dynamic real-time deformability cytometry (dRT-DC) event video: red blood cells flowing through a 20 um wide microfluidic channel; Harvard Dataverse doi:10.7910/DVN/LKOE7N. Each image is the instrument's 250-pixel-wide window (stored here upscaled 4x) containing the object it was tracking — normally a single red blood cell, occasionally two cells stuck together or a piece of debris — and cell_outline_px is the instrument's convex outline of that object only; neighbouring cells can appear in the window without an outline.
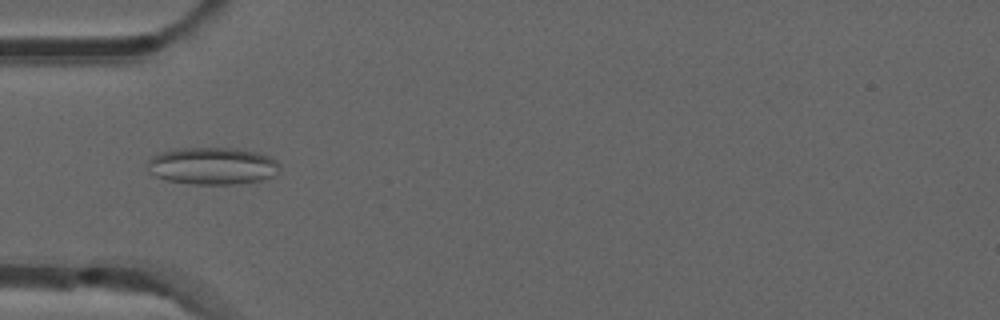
{"species": "common noctule bat (a hibernating species)", "species_latin": "Nyctalus noctula", "temperature_condition": "room temperature", "stored_images_in_passage": 44, "camera_frame_rate_fps": 3000, "um_per_image_px": 0.085, "animal": {"sex": "male", "forearm_length_mm": 52.5}, "frame": {"image": 1, "passage_image": 8, "time_ms": 2.333, "image_size_px": [1000, 320], "cell_outline_px": [[280, 168], [272, 176], [260, 180], [236, 184], [192, 184], [168, 180], [156, 176], [148, 172], [148, 160], [152, 156], [164, 152], [180, 148], [236, 148], [256, 152], [268, 156], [276, 160], [280, 164]], "centroid_in_image_um": [18.06, 14.1], "position_along_channel_um": 66.9, "area_um2": 28.5}}
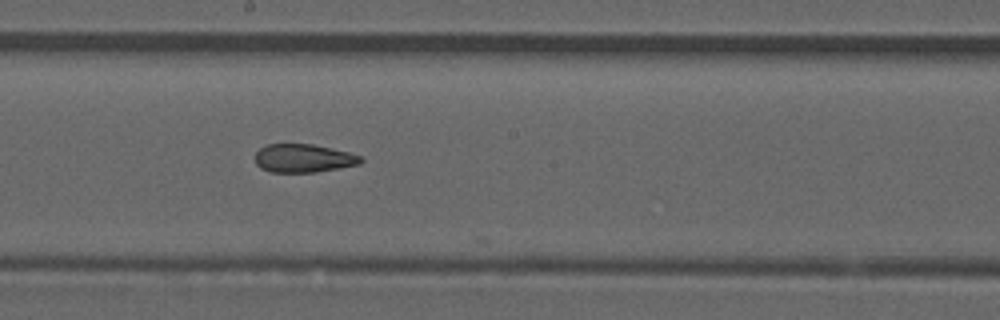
{"frame": {"image": 2, "passage_image": 20, "time_ms": 6.333, "image_size_px": [1000, 320], "cell_outline_px": [[364, 160], [360, 164], [316, 172], [272, 172], [260, 168], [256, 164], [256, 152], [260, 148], [268, 144], [312, 144], [332, 148], [348, 152], [360, 156]], "centroid_in_image_um": [25.79, 13.45], "position_along_channel_um": 222.4, "area_um2": 17.4}}
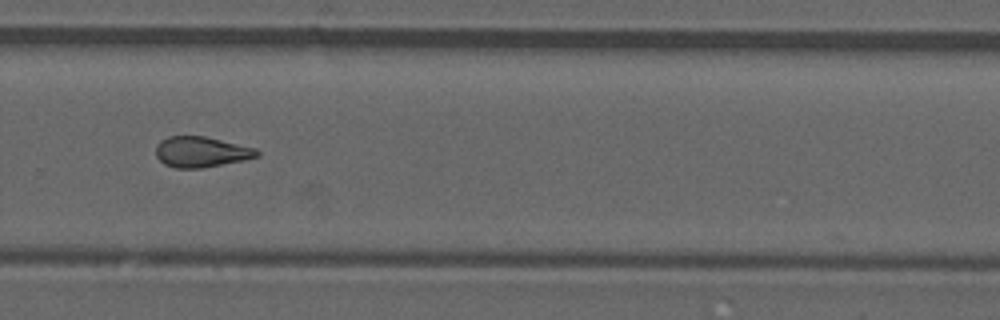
{"frame": {"image": 3, "passage_image": 27, "time_ms": 8.667, "image_size_px": [1000, 320], "cell_outline_px": [[260, 156], [244, 160], [200, 168], [176, 168], [164, 164], [156, 156], [156, 144], [160, 140], [168, 136], [204, 136], [256, 148], [260, 152]], "centroid_in_image_um": [17.09, 12.91], "position_along_channel_um": 312.7, "area_um2": 18.03}, "authors_computed_cell_mechanics": {"area_um2": 18.3226, "velocity_mm_per_s": 3.8898, "shape_relaxation_time_tau1_ms": null, "shape_relaxation_time_tau2_ms": 4.2788, "deformation_change_tau1": null, "deformation_change_tau2": 0.1166}}